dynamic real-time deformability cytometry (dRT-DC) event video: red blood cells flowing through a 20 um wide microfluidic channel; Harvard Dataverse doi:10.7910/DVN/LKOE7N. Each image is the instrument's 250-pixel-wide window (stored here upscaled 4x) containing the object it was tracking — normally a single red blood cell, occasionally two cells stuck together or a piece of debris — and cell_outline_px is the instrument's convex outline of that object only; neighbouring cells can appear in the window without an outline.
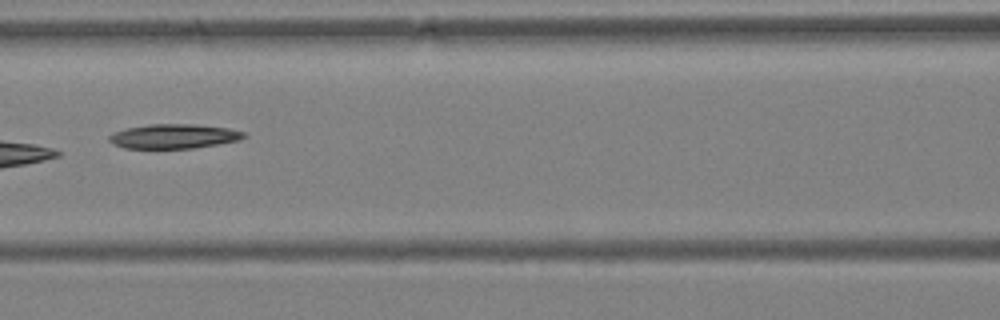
{"species": "Egyptian fruit bat (a non-hibernating species)", "species_latin": "Rousettus aegyptiacus", "temperature_condition": "warm", "stored_images_in_passage": 7, "camera_frame_rate_fps": 3000, "um_per_image_px": 0.085, "animal": {"sex": "female"}, "frame": {"image": 1, "passage_image": 7, "time_ms": 2.0, "image_size_px": [1000, 320], "cell_outline_px": [[248, 136], [240, 140], [192, 148], [124, 148], [112, 144], [108, 140], [108, 136], [112, 132], [124, 128], [148, 124], [196, 124], [228, 128], [244, 132]], "centroid_in_image_um": [14.73, 11.57], "position_along_channel_um": 151.9, "area_um2": 19.36}}